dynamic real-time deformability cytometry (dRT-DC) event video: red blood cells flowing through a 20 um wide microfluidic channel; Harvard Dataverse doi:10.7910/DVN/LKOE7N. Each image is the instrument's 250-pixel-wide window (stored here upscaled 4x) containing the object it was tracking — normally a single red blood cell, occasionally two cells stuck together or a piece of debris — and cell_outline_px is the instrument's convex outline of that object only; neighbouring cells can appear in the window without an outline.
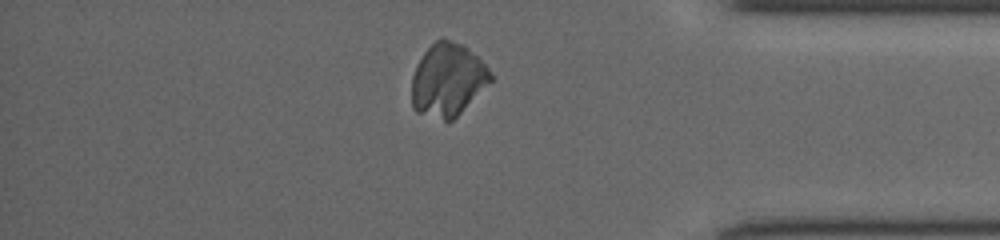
{"species": "common noctule bat (a hibernating species)", "species_latin": "Nyctalus noctula", "temperature_condition": "cold", "stored_images_in_passage": 31, "camera_frame_rate_fps": 3000, "um_per_image_px": 0.085, "animal": {"sex": "female", "body_mass_g": 19.5, "forearm_length_mm": 54.1}, "frame": {"image": 1, "passage_image": 28, "time_ms": 9.0, "image_size_px": [1000, 240], "cell_outline_px": [[492, 80], [448, 124], [416, 112], [412, 108], [412, 76], [424, 52], [440, 36], [444, 36], [464, 44], [488, 68], [492, 76]], "centroid_in_image_um": [38.03, 6.79], "position_along_channel_um": 397.2, "area_um2": 33.64}}